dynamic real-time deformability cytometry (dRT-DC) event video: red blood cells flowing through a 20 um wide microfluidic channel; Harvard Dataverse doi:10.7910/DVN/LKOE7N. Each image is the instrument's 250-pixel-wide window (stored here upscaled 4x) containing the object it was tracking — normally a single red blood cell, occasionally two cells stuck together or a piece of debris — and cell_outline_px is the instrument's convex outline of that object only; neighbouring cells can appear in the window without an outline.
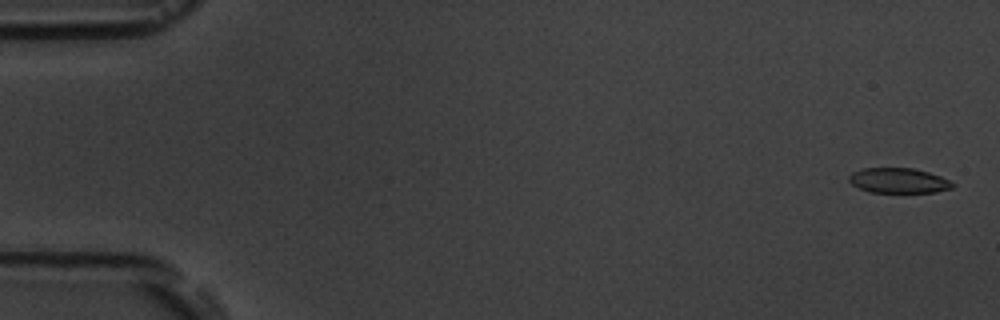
{"species": "common noctule bat (a hibernating species)", "species_latin": "Nyctalus noctula", "temperature_condition": "room temperature", "stored_images_in_passage": 5, "camera_frame_rate_fps": 3000, "um_per_image_px": 0.085, "animal": {"sex": "male", "body_mass_g": 19.5, "forearm_length_mm": 54.6}, "frame": {"image": 1, "passage_image": 1, "time_ms": 0.0, "image_size_px": [1000, 320], "cell_outline_px": [[956, 184], [952, 188], [936, 192], [868, 192], [852, 184], [848, 180], [848, 176], [852, 172], [864, 168], [912, 168], [928, 172], [940, 176]], "centroid_in_image_um": [76.37, 15.35], "position_along_channel_um": 8.6, "area_um2": 15.09}}